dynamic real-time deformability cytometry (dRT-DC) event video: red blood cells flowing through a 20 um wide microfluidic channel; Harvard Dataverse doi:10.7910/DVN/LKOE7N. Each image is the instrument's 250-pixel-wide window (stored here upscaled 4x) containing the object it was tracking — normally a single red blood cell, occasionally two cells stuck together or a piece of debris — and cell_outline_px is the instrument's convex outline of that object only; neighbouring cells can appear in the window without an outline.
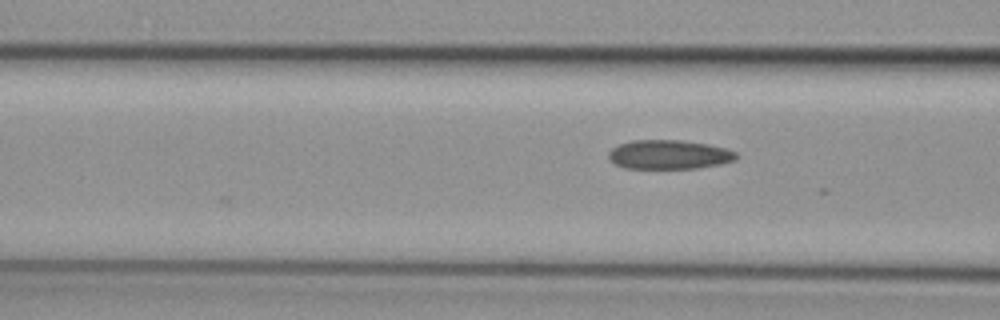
{"species": "common noctule bat (a hibernating species)", "species_latin": "Nyctalus noctula", "temperature_condition": "cold", "stored_images_in_passage": 4, "camera_frame_rate_fps": 3000, "um_per_image_px": 0.085, "animal": {"sex": "female", "body_mass_g": 29.2, "forearm_length_mm": 56.3}, "frame": {"image": 1, "passage_image": 4, "time_ms": 1.0, "image_size_px": [1000, 320], "cell_outline_px": [[736, 160], [720, 164], [700, 168], [624, 168], [608, 160], [608, 152], [612, 148], [620, 144], [632, 140], [680, 140], [708, 144], [724, 148], [736, 152]], "centroid_in_image_um": [56.84, 13.14], "position_along_channel_um": 109.8, "area_um2": 21.68}}